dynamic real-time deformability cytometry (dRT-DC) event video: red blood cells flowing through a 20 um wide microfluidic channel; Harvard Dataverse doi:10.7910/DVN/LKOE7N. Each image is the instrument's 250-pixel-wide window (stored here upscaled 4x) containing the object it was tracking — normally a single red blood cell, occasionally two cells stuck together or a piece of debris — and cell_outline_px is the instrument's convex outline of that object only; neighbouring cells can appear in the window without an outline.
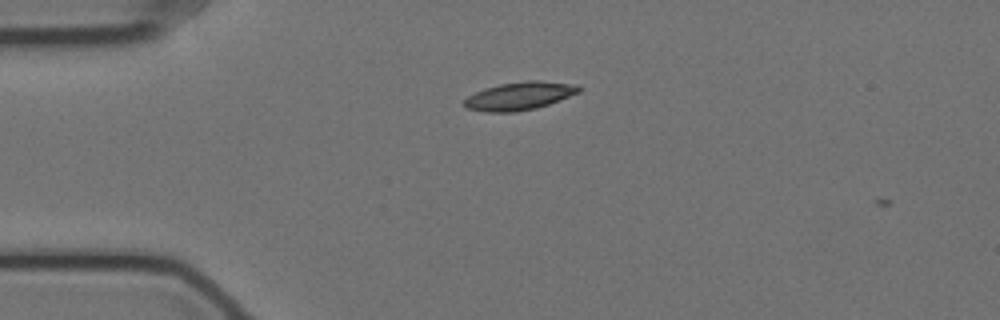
{"species": "Egyptian fruit bat (a non-hibernating species)", "species_latin": "Rousettus aegyptiacus", "temperature_condition": "cold", "stored_images_in_passage": 5, "camera_frame_rate_fps": 3000, "um_per_image_px": 0.085, "animal": {"sex": "female"}, "frame": {"image": 1, "passage_image": 4, "time_ms": 1.0, "image_size_px": [1000, 320], "cell_outline_px": [[580, 92], [548, 104], [536, 108], [516, 112], [484, 112], [468, 108], [460, 104], [468, 96], [484, 88], [500, 84], [528, 80], [536, 80], [576, 84], [580, 88]], "centroid_in_image_um": [44.12, 8.16], "position_along_channel_um": 40.9, "area_um2": 18.73}}